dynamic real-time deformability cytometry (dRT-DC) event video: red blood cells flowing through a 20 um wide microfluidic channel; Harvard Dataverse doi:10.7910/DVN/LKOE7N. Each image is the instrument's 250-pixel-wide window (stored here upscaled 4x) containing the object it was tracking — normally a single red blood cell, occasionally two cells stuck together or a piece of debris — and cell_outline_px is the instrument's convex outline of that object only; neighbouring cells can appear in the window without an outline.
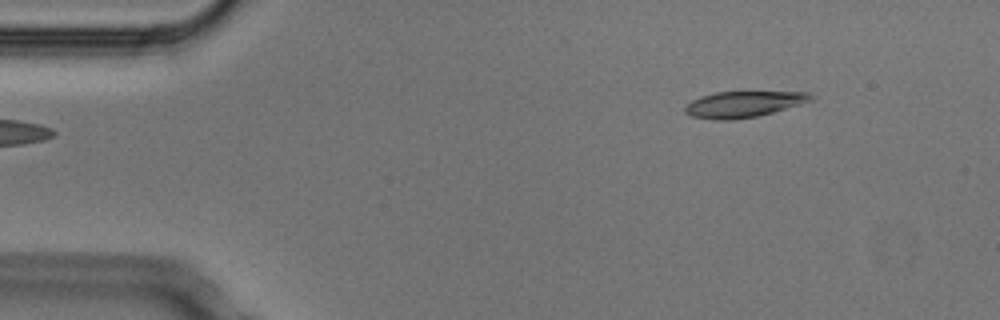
{"species": "Egyptian fruit bat (a non-hibernating species)", "species_latin": "Rousettus aegyptiacus", "temperature_condition": "cold", "stored_images_in_passage": 6, "camera_frame_rate_fps": 3000, "um_per_image_px": 0.085, "animal": {"sex": "male"}, "frame": {"image": 1, "passage_image": 6, "time_ms": 1.667, "image_size_px": [1000, 320], "cell_outline_px": [[816, 96], [812, 100], [800, 104], [760, 116], [732, 120], [712, 120], [692, 116], [684, 112], [684, 108], [692, 100], [700, 96], [716, 92], [808, 92]], "centroid_in_image_um": [63.19, 8.86], "position_along_channel_um": 21.8, "area_um2": 19.19}}